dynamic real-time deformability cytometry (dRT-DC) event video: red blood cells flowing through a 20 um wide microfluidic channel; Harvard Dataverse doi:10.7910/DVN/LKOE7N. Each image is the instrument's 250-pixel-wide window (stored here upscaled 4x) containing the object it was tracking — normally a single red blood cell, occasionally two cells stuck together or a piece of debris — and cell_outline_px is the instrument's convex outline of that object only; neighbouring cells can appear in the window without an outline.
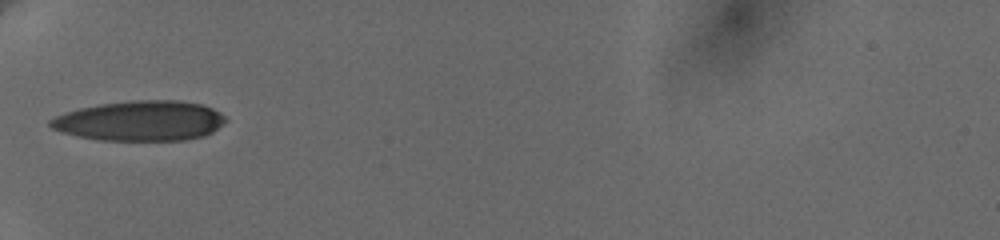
{"species": "human", "species_latin": "Homo sapiens", "temperature_condition": "cold", "stored_images_in_passage": 2, "camera_frame_rate_fps": 3000, "um_per_image_px": 0.085, "donor": {"sex": "female"}, "frame": {"image": 1, "passage_image": 1, "time_ms": 0.0, "image_size_px": [1000, 240], "cell_outline_px": [[228, 120], [224, 124], [212, 132], [204, 136], [184, 140], [100, 140], [80, 136], [64, 132], [52, 128], [48, 124], [48, 120], [64, 112], [80, 108], [100, 104], [132, 100], [180, 100], [200, 104], [212, 108], [220, 112]], "centroid_in_image_um": [11.94, 10.26], "position_along_channel_um": 73.1, "area_um2": 40.92}}